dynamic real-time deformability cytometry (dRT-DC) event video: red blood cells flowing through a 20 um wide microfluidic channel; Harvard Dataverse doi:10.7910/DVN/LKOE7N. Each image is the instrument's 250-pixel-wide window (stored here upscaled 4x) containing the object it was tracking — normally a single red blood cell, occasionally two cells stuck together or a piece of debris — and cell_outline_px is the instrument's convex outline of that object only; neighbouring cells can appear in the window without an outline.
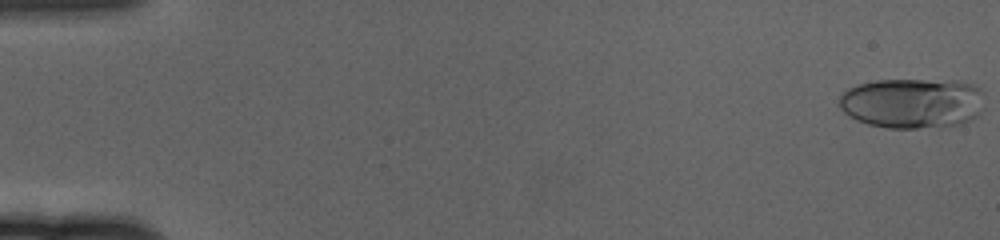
{"species": "human", "species_latin": "Homo sapiens", "temperature_condition": "cold", "stored_images_in_passage": 61, "camera_frame_rate_fps": 3000, "um_per_image_px": 0.085, "donor": {"sex": "female"}, "frame": {"image": 1, "passage_image": 1, "time_ms": 0.0, "image_size_px": [1000, 240], "cell_outline_px": [[984, 108], [972, 120], [960, 124], [940, 128], [888, 128], [868, 124], [856, 120], [848, 116], [840, 108], [840, 96], [848, 88], [860, 84], [876, 80], [960, 80], [972, 84], [980, 88], [984, 92]], "centroid_in_image_um": [77.62, 8.77], "position_along_channel_um": 7.4, "area_um2": 43.35}}
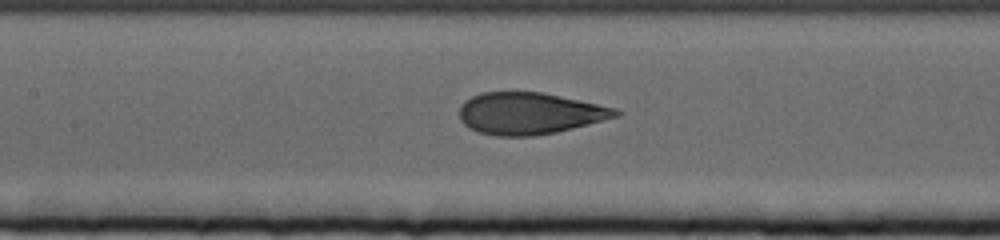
{"frame": {"image": 2, "passage_image": 29, "time_ms": 9.333, "image_size_px": [1000, 240], "cell_outline_px": [[620, 116], [556, 132], [532, 136], [496, 136], [480, 132], [468, 128], [460, 120], [460, 104], [464, 100], [480, 92], [544, 92], [616, 108], [620, 112]], "centroid_in_image_um": [44.99, 9.63], "position_along_channel_um": 162.4, "area_um2": 38.09}}
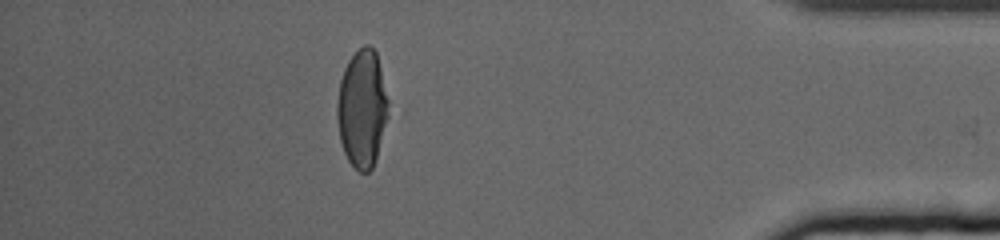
{"frame": {"image": 3, "passage_image": 54, "time_ms": 17.667, "image_size_px": [1000, 240], "cell_outline_px": [[396, 112], [372, 168], [368, 172], [360, 172], [348, 160], [344, 152], [340, 140], [336, 116], [336, 104], [340, 80], [344, 68], [348, 60], [364, 44], [368, 44], [376, 52]], "centroid_in_image_um": [30.9, 9.24], "position_along_channel_um": 404.3, "area_um2": 37.4}, "authors_computed_cell_mechanics": {"area_um2": 39.3618, "velocity_mm_per_s": 3.3744, "shape_relaxation_time_tau1_ms": 5.1104, "shape_relaxation_time_tau2_ms": 0.8784, "deformation_change_tau1": 0.2028, "deformation_change_tau2": 0.0739}}